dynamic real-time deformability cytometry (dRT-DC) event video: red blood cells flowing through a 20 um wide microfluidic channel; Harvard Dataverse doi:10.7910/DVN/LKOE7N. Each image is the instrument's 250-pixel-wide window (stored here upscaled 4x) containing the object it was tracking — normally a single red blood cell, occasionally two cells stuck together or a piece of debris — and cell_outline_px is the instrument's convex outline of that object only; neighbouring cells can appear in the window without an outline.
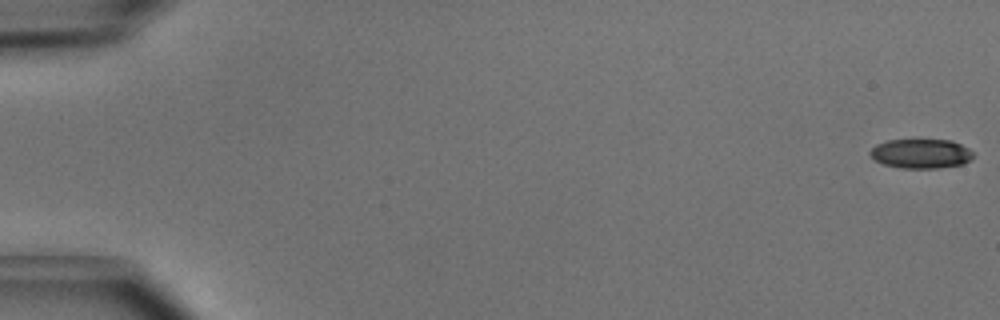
{"species": "common noctule bat (a hibernating species)", "species_latin": "Nyctalus noctula", "temperature_condition": "cold", "stored_images_in_passage": 5, "camera_frame_rate_fps": 3000, "um_per_image_px": 0.085, "animal": {"sex": "male", "body_mass_g": 15.6}, "frame": {"image": 1, "passage_image": 1, "time_ms": 0.0, "image_size_px": [1000, 320], "cell_outline_px": [[972, 160], [964, 164], [936, 168], [900, 168], [884, 164], [876, 160], [868, 152], [876, 144], [888, 140], [952, 140], [968, 148], [972, 152]], "centroid_in_image_um": [78.29, 13.06], "position_along_channel_um": 6.7, "area_um2": 17.63}}
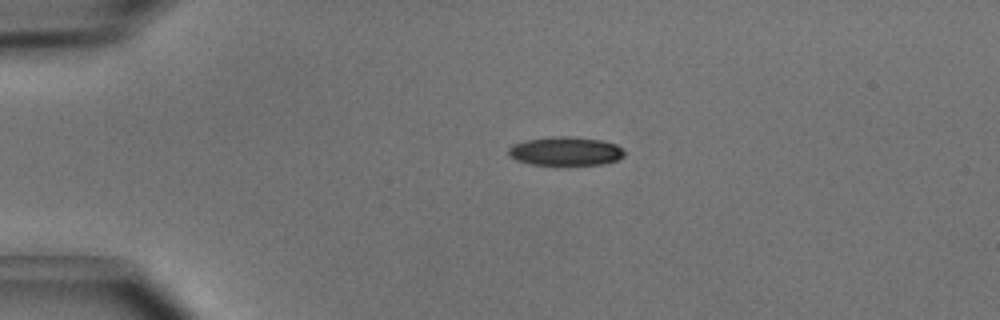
{"frame": {"image": 2, "passage_image": 4, "time_ms": 1.0, "image_size_px": [1000, 320], "cell_outline_px": [[624, 156], [616, 160], [604, 164], [528, 164], [516, 160], [508, 156], [508, 148], [512, 144], [528, 140], [552, 136], [568, 136], [604, 140], [616, 144], [624, 148]], "centroid_in_image_um": [48.07, 12.84], "position_along_channel_um": 36.9, "area_um2": 19.48}}